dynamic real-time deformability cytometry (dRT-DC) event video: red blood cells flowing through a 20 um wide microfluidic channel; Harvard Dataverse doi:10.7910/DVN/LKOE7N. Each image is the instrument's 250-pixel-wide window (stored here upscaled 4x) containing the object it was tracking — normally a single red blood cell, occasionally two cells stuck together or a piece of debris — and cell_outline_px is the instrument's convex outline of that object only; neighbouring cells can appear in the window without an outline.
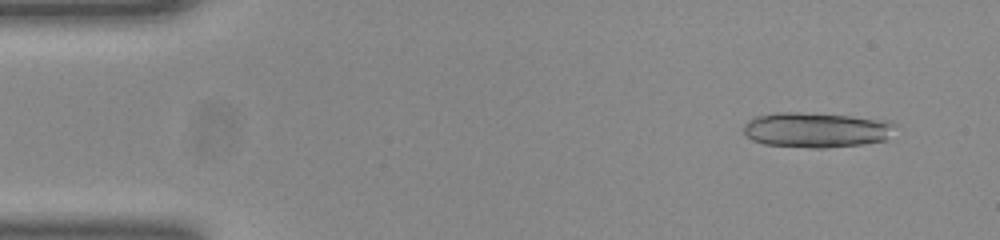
{"species": "common noctule bat (a hibernating species)", "species_latin": "Nyctalus noctula", "temperature_condition": "room temperature", "stored_images_in_passage": 51, "camera_frame_rate_fps": 3000, "um_per_image_px": 0.085, "animal": {"sex": "female", "body_mass_g": 23.0, "forearm_length_mm": 53.4}, "frame": {"image": 1, "passage_image": 4, "time_ms": 1.0, "image_size_px": [1000, 240], "cell_outline_px": [[896, 124], [884, 140], [864, 144], [824, 148], [808, 148], [764, 144], [752, 140], [744, 132], [744, 124], [752, 116], [776, 112], [800, 112], [852, 116], [888, 120]], "centroid_in_image_um": [69.33, 11.03], "position_along_channel_um": 15.7, "area_um2": 31.15}}
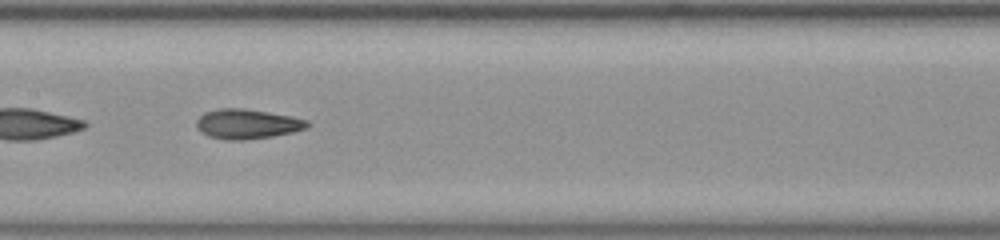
{"frame": {"image": 2, "passage_image": 25, "time_ms": 8.0, "image_size_px": [1000, 240], "cell_outline_px": [[312, 124], [308, 128], [292, 132], [272, 136], [244, 140], [228, 140], [208, 136], [196, 128], [196, 120], [204, 112], [220, 108], [244, 108], [292, 116], [308, 120]], "centroid_in_image_um": [21.03, 10.53], "position_along_channel_um": 186.4, "area_um2": 19.36}}
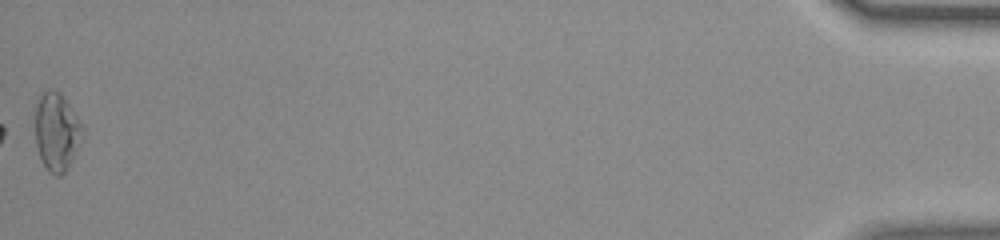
{"frame": {"image": 3, "passage_image": 51, "time_ms": 16.667, "image_size_px": [1000, 240], "cell_outline_px": [[84, 136], [80, 144], [64, 172], [60, 176], [56, 176], [48, 172], [40, 156], [36, 144], [36, 104], [40, 96], [48, 88], [56, 88], [60, 92], [84, 128]], "centroid_in_image_um": [4.82, 11.18], "position_along_channel_um": 430.4, "area_um2": 21.33}, "authors_computed_cell_mechanics": {"area_um2": 19.1896, "velocity_mm_per_s": 4.0126, "shape_relaxation_time_tau1_ms": 7.9966, "shape_relaxation_time_tau2_ms": 1.8098, "deformation_change_tau1": 0.2395, "deformation_change_tau2": 0.091}}